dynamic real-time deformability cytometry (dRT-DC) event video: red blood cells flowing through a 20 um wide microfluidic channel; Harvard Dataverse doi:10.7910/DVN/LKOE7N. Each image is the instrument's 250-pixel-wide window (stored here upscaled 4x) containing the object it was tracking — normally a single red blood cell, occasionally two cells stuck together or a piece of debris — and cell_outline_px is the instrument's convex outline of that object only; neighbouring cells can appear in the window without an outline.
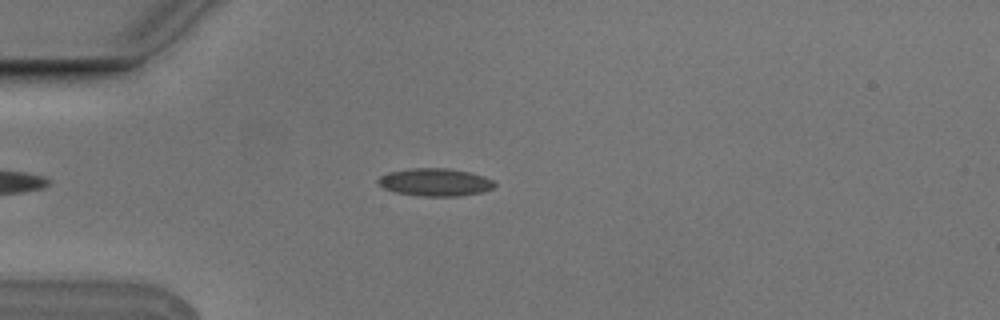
{"species": "Egyptian fruit bat (a non-hibernating species)", "species_latin": "Rousettus aegyptiacus", "temperature_condition": "cold", "stored_images_in_passage": 5, "camera_frame_rate_fps": 3000, "um_per_image_px": 0.085, "animal": {"sex": "male"}, "frame": {"image": 1, "passage_image": 3, "time_ms": 0.667, "image_size_px": [1000, 320], "cell_outline_px": [[496, 184], [492, 188], [484, 192], [460, 196], [420, 196], [396, 192], [384, 188], [376, 180], [380, 176], [388, 172], [408, 168], [448, 168], [468, 172], [484, 176], [492, 180]], "centroid_in_image_um": [36.98, 15.48], "position_along_channel_um": 48.0, "area_um2": 18.84}}